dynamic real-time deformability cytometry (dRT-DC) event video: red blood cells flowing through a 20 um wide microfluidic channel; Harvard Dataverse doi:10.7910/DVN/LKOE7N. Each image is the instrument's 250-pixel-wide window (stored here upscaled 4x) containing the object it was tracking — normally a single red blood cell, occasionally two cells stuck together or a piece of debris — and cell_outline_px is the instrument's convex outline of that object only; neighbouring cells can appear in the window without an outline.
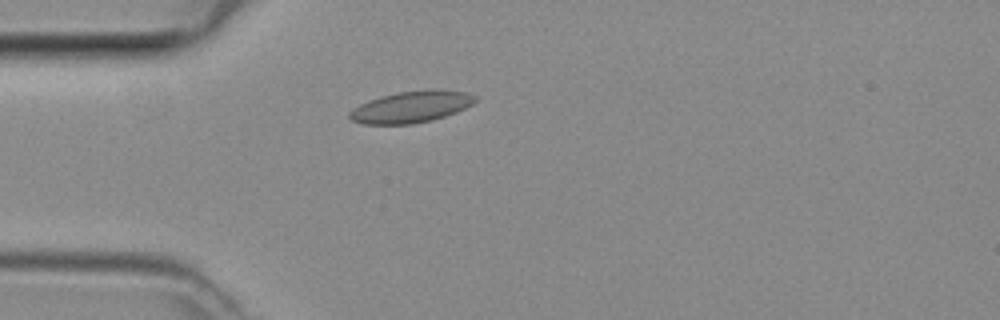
{"species": "common noctule bat (a hibernating species)", "species_latin": "Nyctalus noctula", "temperature_condition": "room temperature", "stored_images_in_passage": 1, "camera_frame_rate_fps": 3000, "um_per_image_px": 0.085, "animal": {"sex": "female", "body_mass_g": 29.2, "forearm_length_mm": 56.3}, "frame": {"image": 1, "passage_image": 1, "time_ms": 0.0, "image_size_px": [1000, 320], "cell_outline_px": [[476, 100], [472, 104], [456, 112], [432, 120], [412, 124], [364, 124], [352, 120], [348, 116], [348, 112], [352, 108], [368, 100], [380, 96], [396, 92], [424, 88], [440, 88], [468, 92], [476, 96]], "centroid_in_image_um": [34.96, 9.05], "position_along_channel_um": 50.0, "area_um2": 23.58}}